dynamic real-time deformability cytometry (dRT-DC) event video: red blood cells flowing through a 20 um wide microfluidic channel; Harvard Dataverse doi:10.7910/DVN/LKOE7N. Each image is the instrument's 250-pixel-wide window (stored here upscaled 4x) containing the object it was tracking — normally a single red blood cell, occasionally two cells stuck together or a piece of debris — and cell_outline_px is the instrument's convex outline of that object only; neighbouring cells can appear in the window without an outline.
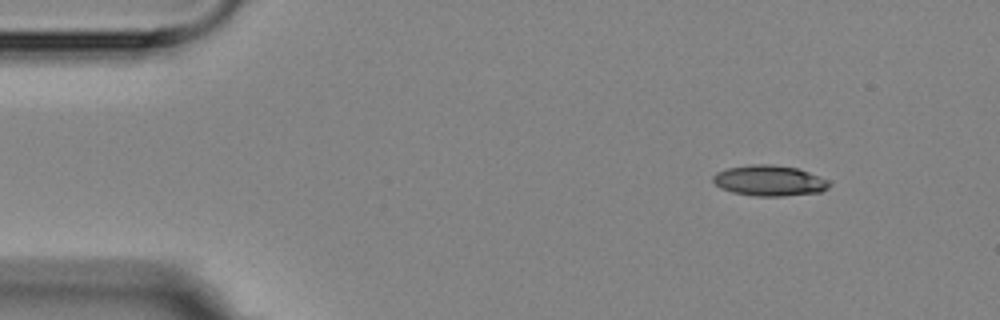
{"species": "Egyptian fruit bat (a non-hibernating species)", "species_latin": "Rousettus aegyptiacus", "temperature_condition": "room temperature", "stored_images_in_passage": 6, "camera_frame_rate_fps": 3000, "um_per_image_px": 0.085, "animal": {"sex": "female"}, "frame": {"image": 1, "passage_image": 1, "time_ms": 0.0, "image_size_px": [1000, 320], "cell_outline_px": [[832, 184], [828, 188], [820, 192], [784, 196], [756, 196], [732, 192], [720, 188], [712, 180], [712, 176], [716, 172], [728, 168], [752, 164], [772, 164], [796, 168], [808, 172], [828, 180]], "centroid_in_image_um": [65.39, 15.36], "position_along_channel_um": 19.6, "area_um2": 20.75}}
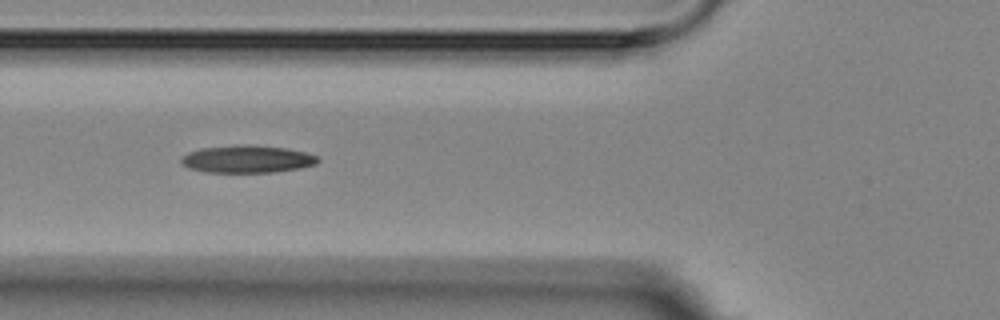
{"frame": {"image": 2, "passage_image": 5, "time_ms": 4.667, "image_size_px": [1000, 320], "cell_outline_px": [[320, 160], [316, 164], [300, 168], [272, 172], [204, 172], [188, 168], [180, 164], [180, 156], [188, 152], [200, 148], [236, 144], [248, 144], [288, 148], [304, 152], [316, 156]], "centroid_in_image_um": [20.94, 13.51], "position_along_channel_um": 104.9, "area_um2": 22.2}}
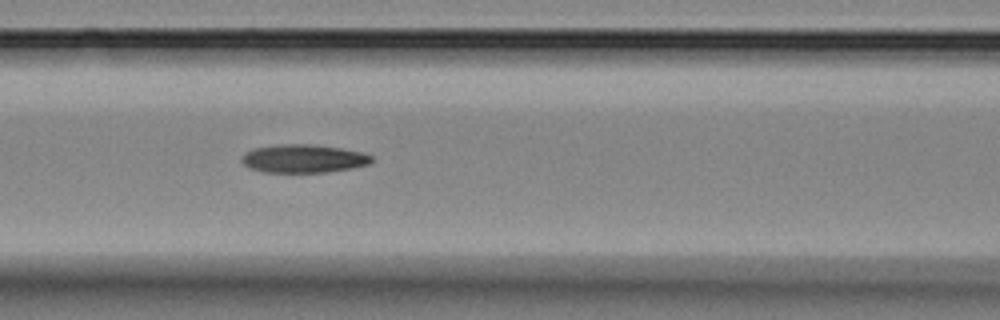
{"frame": {"image": 3, "passage_image": 6, "time_ms": 5.667, "image_size_px": [1000, 320], "cell_outline_px": [[372, 160], [368, 164], [352, 168], [324, 172], [264, 172], [248, 168], [240, 160], [240, 156], [244, 152], [252, 148], [280, 144], [312, 144], [340, 148], [360, 152], [372, 156]], "centroid_in_image_um": [25.71, 13.47], "position_along_channel_um": 140.9, "area_um2": 21.44}}